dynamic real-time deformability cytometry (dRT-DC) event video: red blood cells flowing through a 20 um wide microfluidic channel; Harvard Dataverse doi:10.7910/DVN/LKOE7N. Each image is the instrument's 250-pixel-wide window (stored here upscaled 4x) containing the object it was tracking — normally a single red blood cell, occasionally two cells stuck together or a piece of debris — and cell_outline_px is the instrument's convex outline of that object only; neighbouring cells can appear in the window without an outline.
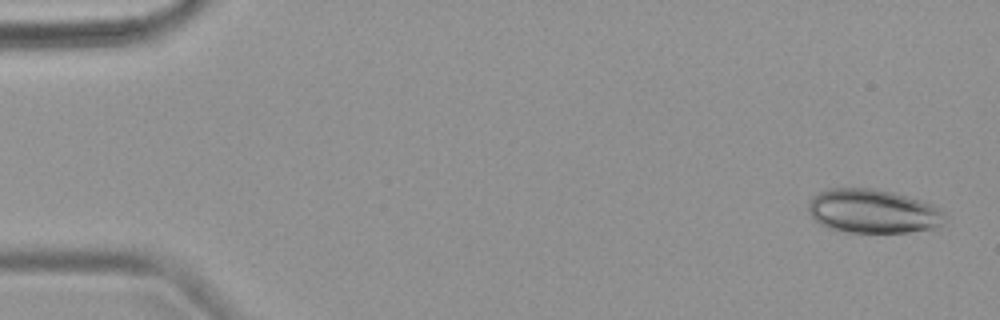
{"species": "common noctule bat (a hibernating species)", "species_latin": "Nyctalus noctula", "temperature_condition": "warm", "stored_images_in_passage": 6, "camera_frame_rate_fps": 3000, "um_per_image_px": 0.085, "animal": {"sex": "female", "body_mass_g": 18.4}, "frame": {"image": 1, "passage_image": 1, "time_ms": 0.0, "image_size_px": [1000, 320], "cell_outline_px": [[948, 216], [936, 228], [908, 232], [844, 232], [828, 228], [820, 224], [808, 212], [808, 204], [812, 196], [828, 188], [872, 188], [892, 192], [932, 204], [940, 208]], "centroid_in_image_um": [74.19, 17.96], "position_along_channel_um": 10.8, "area_um2": 35.03}}
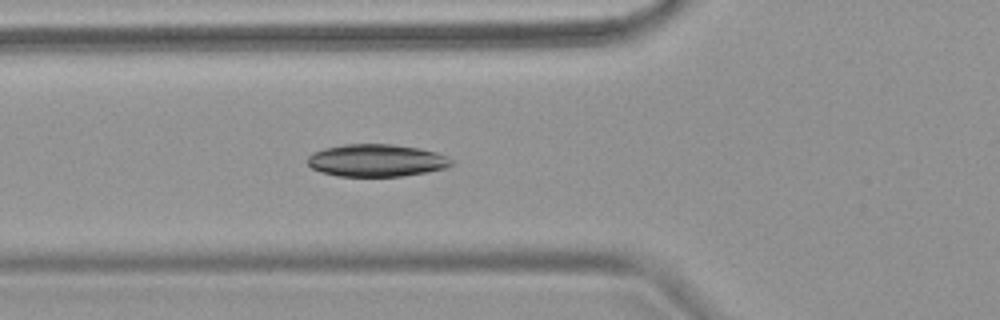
{"frame": {"image": 2, "passage_image": 6, "time_ms": 5.667, "image_size_px": [1000, 320], "cell_outline_px": [[452, 164], [444, 168], [424, 172], [400, 176], [336, 176], [320, 172], [312, 168], [308, 164], [308, 156], [312, 152], [324, 148], [344, 144], [392, 144], [420, 148], [436, 152], [452, 160]], "centroid_in_image_um": [31.94, 13.63], "position_along_channel_um": 93.9, "area_um2": 27.05}}